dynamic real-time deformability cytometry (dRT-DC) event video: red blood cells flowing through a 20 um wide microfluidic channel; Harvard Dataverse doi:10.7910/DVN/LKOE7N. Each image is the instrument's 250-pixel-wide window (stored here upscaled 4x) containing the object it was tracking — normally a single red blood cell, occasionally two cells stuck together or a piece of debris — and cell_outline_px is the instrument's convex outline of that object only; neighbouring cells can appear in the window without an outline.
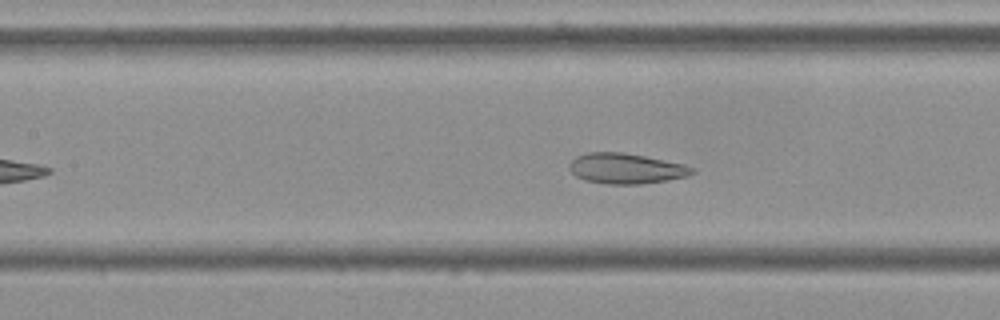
{"species": "Egyptian fruit bat (a non-hibernating species)", "species_latin": "Rousettus aegyptiacus", "temperature_condition": "cold", "stored_images_in_passage": 35, "camera_frame_rate_fps": 3000, "um_per_image_px": 0.085, "frame": {"image": 1, "passage_image": 17, "time_ms": 5.333, "image_size_px": [1000, 320], "cell_outline_px": [[696, 172], [688, 176], [668, 180], [640, 184], [608, 184], [584, 180], [576, 176], [568, 168], [568, 164], [576, 156], [588, 152], [624, 152], [684, 164], [696, 168]], "centroid_in_image_um": [53.22, 14.32], "position_along_channel_um": 154.2, "area_um2": 21.91}}
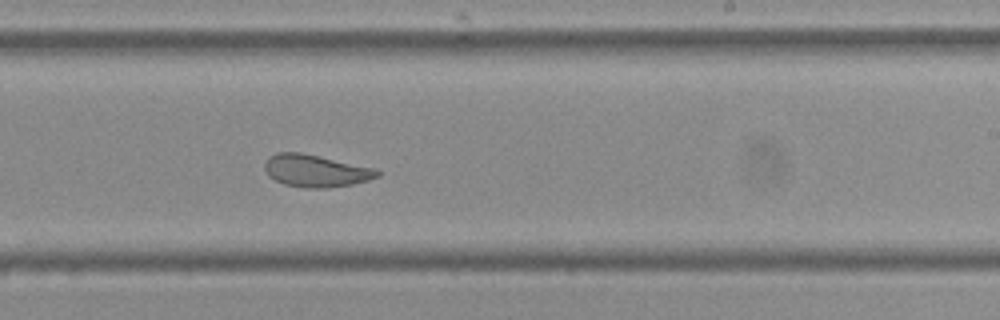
{"frame": {"image": 2, "passage_image": 26, "time_ms": 8.333, "image_size_px": [1000, 320], "cell_outline_px": [[380, 176], [368, 180], [352, 184], [328, 188], [308, 188], [284, 184], [268, 176], [264, 168], [264, 164], [268, 156], [276, 152], [300, 152], [320, 156], [376, 168], [380, 172]], "centroid_in_image_um": [26.83, 14.51], "position_along_channel_um": 262.2, "area_um2": 21.33}}
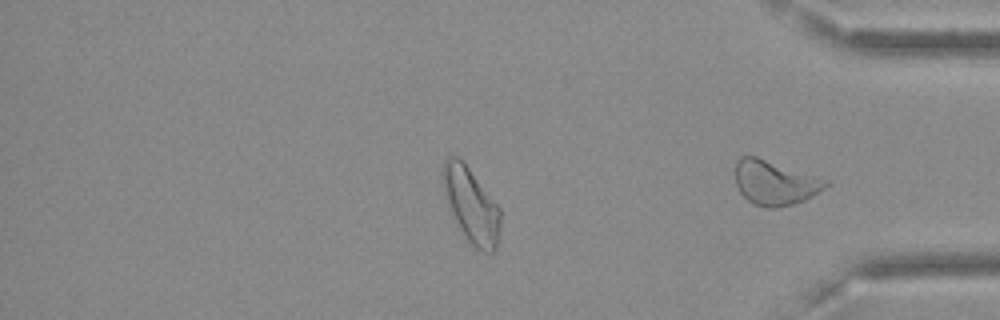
{"frame": {"image": 3, "passage_image": 35, "time_ms": 11.333, "image_size_px": [1000, 320], "cell_outline_px": [[828, 184], [824, 188], [812, 196], [804, 200], [792, 204], [776, 208], [768, 208], [752, 204], [740, 192], [736, 184], [736, 160], [740, 156], [756, 156], [828, 180]], "centroid_in_image_um": [65.83, 15.53], "position_along_channel_um": 369.4, "area_um2": 23.24}, "authors_computed_cell_mechanics": {"area_um2": 22.1374, "velocity_mm_per_s": 3.6073, "shape_relaxation_time_tau1_ms": null, "shape_relaxation_time_tau2_ms": 1.1824, "deformation_change_tau1": null, "deformation_change_tau2": 0.0693}}